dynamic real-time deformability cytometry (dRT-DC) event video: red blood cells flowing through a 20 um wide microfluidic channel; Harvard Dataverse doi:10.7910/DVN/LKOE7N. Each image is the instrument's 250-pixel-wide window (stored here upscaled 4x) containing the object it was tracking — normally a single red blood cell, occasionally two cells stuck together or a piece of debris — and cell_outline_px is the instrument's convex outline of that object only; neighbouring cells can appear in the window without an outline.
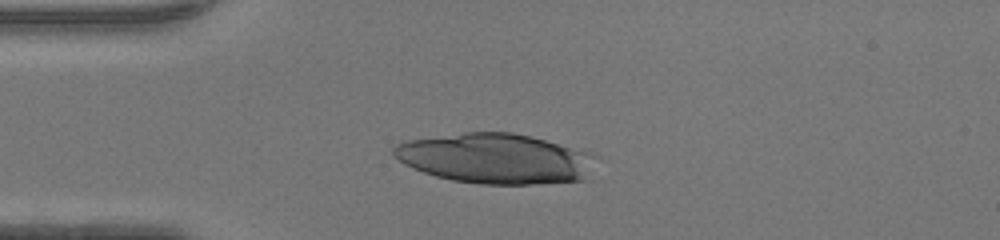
{"species": "human", "species_latin": "Homo sapiens", "temperature_condition": "warm", "stored_images_in_passage": 28, "camera_frame_rate_fps": 3000, "um_per_image_px": 0.085, "donor": {"sex": "female"}, "frame": {"image": 1, "passage_image": 1, "time_ms": 0.0, "image_size_px": [1000, 240], "cell_outline_px": [[600, 156], [588, 180], [532, 184], [480, 184], [452, 180], [436, 176], [412, 168], [404, 164], [392, 156], [392, 148], [396, 144], [408, 140], [464, 132], [512, 132], [596, 152]], "centroid_in_image_um": [42.21, 13.48], "position_along_channel_um": 42.8, "area_um2": 60.05}}